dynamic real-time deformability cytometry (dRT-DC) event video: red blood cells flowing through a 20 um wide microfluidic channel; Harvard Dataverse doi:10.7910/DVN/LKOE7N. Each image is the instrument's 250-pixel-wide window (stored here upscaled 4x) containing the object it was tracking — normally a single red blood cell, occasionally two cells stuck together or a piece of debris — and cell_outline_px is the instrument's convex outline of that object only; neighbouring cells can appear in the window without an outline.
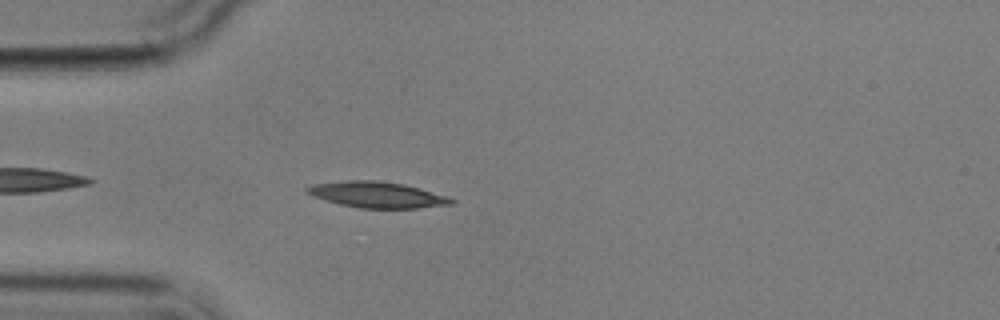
{"species": "common noctule bat (a hibernating species)", "species_latin": "Nyctalus noctula", "temperature_condition": "cold", "stored_images_in_passage": 1, "camera_frame_rate_fps": 3000, "um_per_image_px": 0.085, "animal": {"sex": "male", "body_mass_g": 17.9}, "frame": {"image": 1, "passage_image": 1, "time_ms": 0.0, "image_size_px": [1000, 320], "cell_outline_px": [[456, 204], [416, 208], [360, 208], [340, 204], [316, 196], [308, 192], [304, 188], [312, 184], [344, 180], [376, 180], [404, 184], [448, 196], [456, 200]], "centroid_in_image_um": [32.11, 16.54], "position_along_channel_um": 52.9, "area_um2": 21.73}}